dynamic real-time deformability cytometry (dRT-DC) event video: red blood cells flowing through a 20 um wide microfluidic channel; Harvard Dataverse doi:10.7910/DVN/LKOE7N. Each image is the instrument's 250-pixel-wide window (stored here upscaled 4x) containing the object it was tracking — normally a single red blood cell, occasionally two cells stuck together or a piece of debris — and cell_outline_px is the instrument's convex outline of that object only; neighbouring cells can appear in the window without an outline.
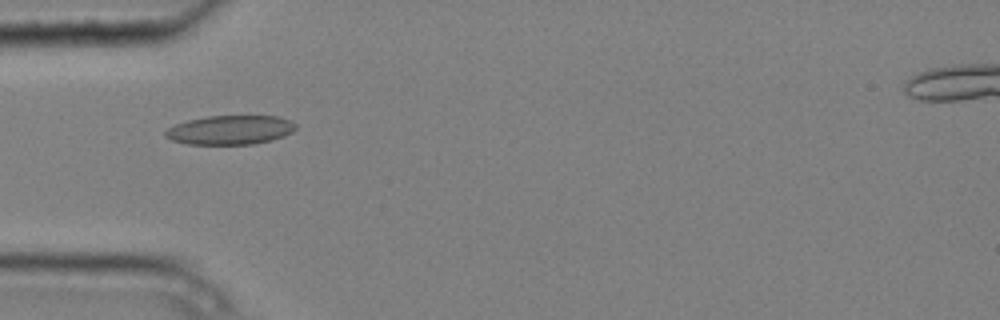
{"species": "common noctule bat (a hibernating species)", "species_latin": "Nyctalus noctula", "temperature_condition": "cold", "stored_images_in_passage": 7, "camera_frame_rate_fps": 3000, "um_per_image_px": 0.085, "animal": {"sex": "male", "body_mass_g": 20.4}, "frame": {"image": 1, "passage_image": 5, "time_ms": 1.333, "image_size_px": [1000, 320], "cell_outline_px": [[296, 128], [292, 132], [284, 136], [272, 140], [252, 144], [188, 144], [172, 140], [164, 136], [164, 132], [168, 128], [176, 124], [188, 120], [208, 116], [280, 116], [292, 120], [296, 124]], "centroid_in_image_um": [19.6, 11.04], "position_along_channel_um": 65.4, "area_um2": 22.2}}
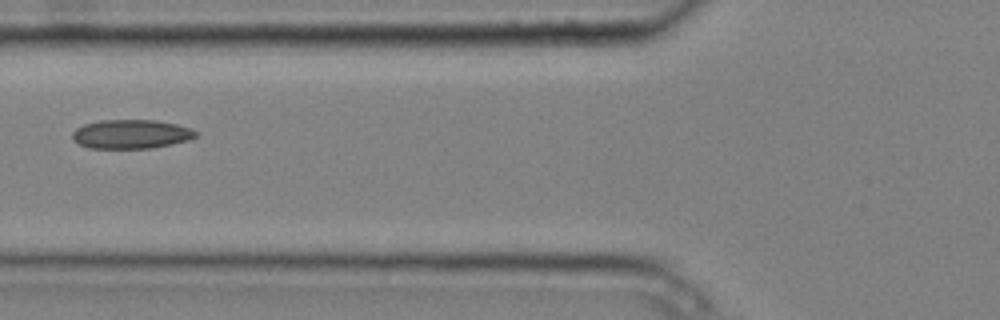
{"frame": {"image": 2, "passage_image": 6, "time_ms": 1.667, "image_size_px": [1000, 320], "cell_outline_px": [[196, 136], [188, 140], [172, 144], [152, 148], [88, 148], [72, 140], [72, 132], [76, 128], [84, 124], [100, 120], [156, 120], [176, 124], [192, 128], [196, 132]], "centroid_in_image_um": [11.12, 11.4], "position_along_channel_um": 114.7, "area_um2": 20.92}}
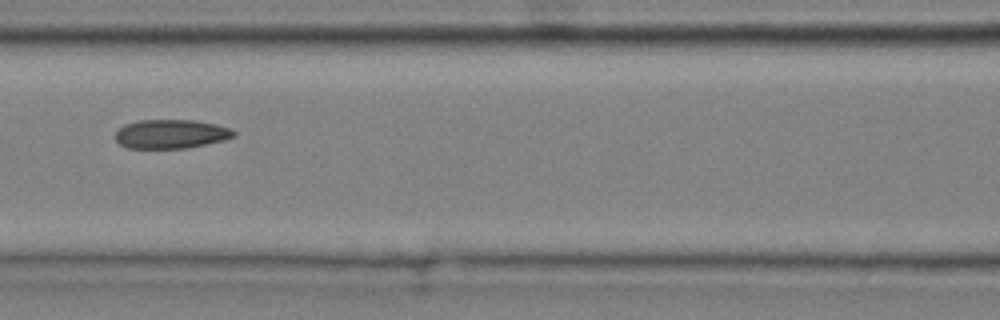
{"frame": {"image": 3, "passage_image": 7, "time_ms": 2.0, "image_size_px": [1000, 320], "cell_outline_px": [[236, 136], [224, 140], [208, 144], [188, 148], [128, 148], [120, 144], [116, 140], [116, 132], [124, 124], [140, 120], [192, 120], [216, 124], [228, 128], [236, 132]], "centroid_in_image_um": [14.55, 11.39], "position_along_channel_um": 152.1, "area_um2": 20.0}}